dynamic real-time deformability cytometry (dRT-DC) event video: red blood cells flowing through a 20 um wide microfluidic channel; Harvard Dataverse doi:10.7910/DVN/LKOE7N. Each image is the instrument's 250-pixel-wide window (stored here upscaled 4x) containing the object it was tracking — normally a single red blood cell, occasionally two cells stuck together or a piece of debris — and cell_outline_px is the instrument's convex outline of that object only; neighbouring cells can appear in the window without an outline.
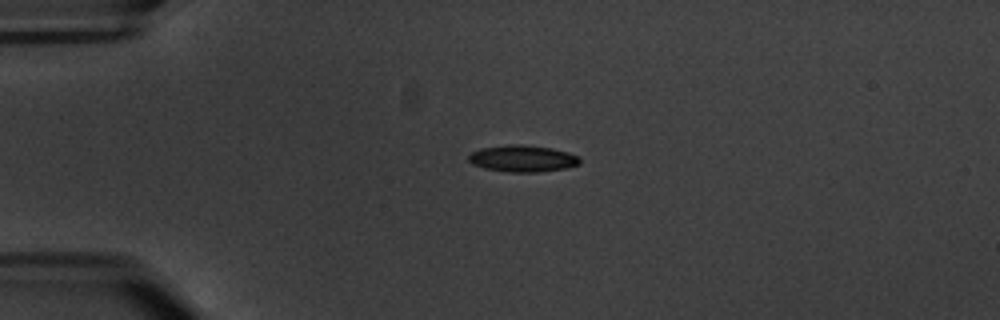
{"species": "common noctule bat (a hibernating species)", "species_latin": "Nyctalus noctula", "temperature_condition": "warm", "stored_images_in_passage": 2, "camera_frame_rate_fps": 3000, "um_per_image_px": 0.085, "animal": {"sex": "male", "body_mass_g": 20.1, "forearm_length_mm": 53.5}, "frame": {"image": 1, "passage_image": 1, "time_ms": 0.0, "image_size_px": [1000, 320], "cell_outline_px": [[580, 164], [564, 168], [536, 172], [508, 172], [484, 168], [472, 164], [468, 160], [468, 156], [472, 152], [480, 148], [512, 144], [524, 144], [552, 148], [568, 152], [580, 156]], "centroid_in_image_um": [44.42, 13.47], "position_along_channel_um": 40.6, "area_um2": 17.34}}